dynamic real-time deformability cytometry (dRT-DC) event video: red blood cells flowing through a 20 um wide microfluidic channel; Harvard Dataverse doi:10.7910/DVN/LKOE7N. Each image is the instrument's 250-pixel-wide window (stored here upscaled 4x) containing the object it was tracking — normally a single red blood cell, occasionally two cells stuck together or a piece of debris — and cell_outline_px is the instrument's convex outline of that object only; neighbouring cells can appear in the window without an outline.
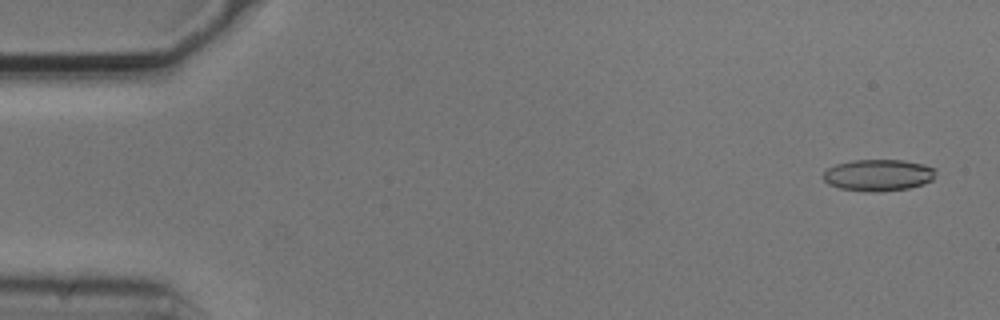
{"species": "common noctule bat (a hibernating species)", "species_latin": "Nyctalus noctula", "temperature_condition": "cold", "stored_images_in_passage": 5, "segment_of_instrument_passage": [1, 2], "camera_frame_rate_fps": 3000, "um_per_image_px": 0.085, "animal": {"sex": "male", "body_mass_g": 20.5, "forearm_length_mm": 52.5}, "frame": {"image": 1, "passage_image": 1, "time_ms": 0.0, "image_size_px": [1000, 320], "cell_outline_px": [[936, 176], [932, 180], [924, 184], [908, 188], [880, 192], [876, 192], [840, 188], [828, 184], [824, 180], [824, 172], [828, 168], [836, 164], [852, 160], [904, 160], [924, 164], [936, 168]], "centroid_in_image_um": [74.7, 14.88], "position_along_channel_um": 10.3, "area_um2": 20.81}}